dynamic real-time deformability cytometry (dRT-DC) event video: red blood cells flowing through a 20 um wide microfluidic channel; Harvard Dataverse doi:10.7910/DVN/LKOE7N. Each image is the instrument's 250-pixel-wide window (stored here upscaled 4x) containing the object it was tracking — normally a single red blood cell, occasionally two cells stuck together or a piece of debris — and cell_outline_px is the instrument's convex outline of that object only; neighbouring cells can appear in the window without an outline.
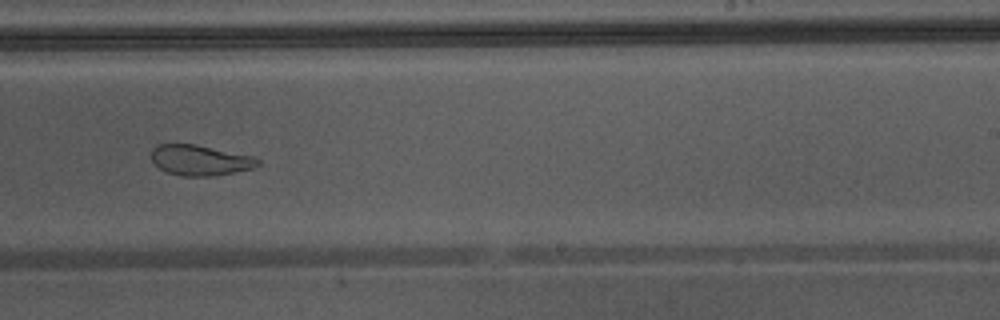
{"species": "Egyptian fruit bat (a non-hibernating species)", "species_latin": "Rousettus aegyptiacus", "temperature_condition": "warm", "stored_images_in_passage": 34, "camera_frame_rate_fps": 3000, "um_per_image_px": 0.085, "animal": {"sex": "male"}, "frame": {"image": 1, "passage_image": 20, "time_ms": 6.333, "image_size_px": [1000, 320], "cell_outline_px": [[260, 164], [252, 168], [212, 176], [180, 176], [168, 172], [160, 168], [152, 160], [152, 148], [156, 144], [196, 144], [252, 156], [260, 160]], "centroid_in_image_um": [16.99, 13.61], "position_along_channel_um": 272.0, "area_um2": 18.73}, "authors_computed_cell_mechanics": {"area_um2": 26.7325, "velocity_mm_per_s": 4.42, "shape_relaxation_time_tau1_ms": null, "shape_relaxation_time_tau2_ms": 1.4247, "deformation_change_tau1": null, "deformation_change_tau2": 0.0932}}